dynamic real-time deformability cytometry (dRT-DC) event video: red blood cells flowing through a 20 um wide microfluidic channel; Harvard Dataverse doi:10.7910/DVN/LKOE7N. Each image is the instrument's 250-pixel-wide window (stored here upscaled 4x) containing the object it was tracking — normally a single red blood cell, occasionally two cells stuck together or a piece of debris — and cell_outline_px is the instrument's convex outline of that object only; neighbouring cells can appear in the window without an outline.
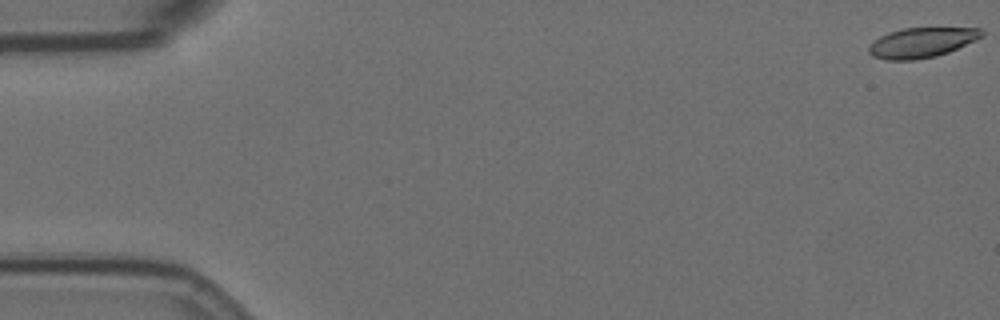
{"species": "Egyptian fruit bat (a non-hibernating species)", "species_latin": "Rousettus aegyptiacus", "temperature_condition": "room temperature", "stored_images_in_passage": 53, "camera_frame_rate_fps": 3000, "um_per_image_px": 0.085, "animal": {"sex": "female"}, "frame": {"image": 1, "passage_image": 1, "time_ms": 0.0, "image_size_px": [1000, 320], "cell_outline_px": [[984, 36], [948, 52], [936, 56], [916, 60], [884, 60], [872, 56], [868, 52], [868, 48], [880, 36], [888, 32], [904, 28], [980, 28], [984, 32]], "centroid_in_image_um": [78.33, 3.62], "position_along_channel_um": 6.7, "area_um2": 19.65}}
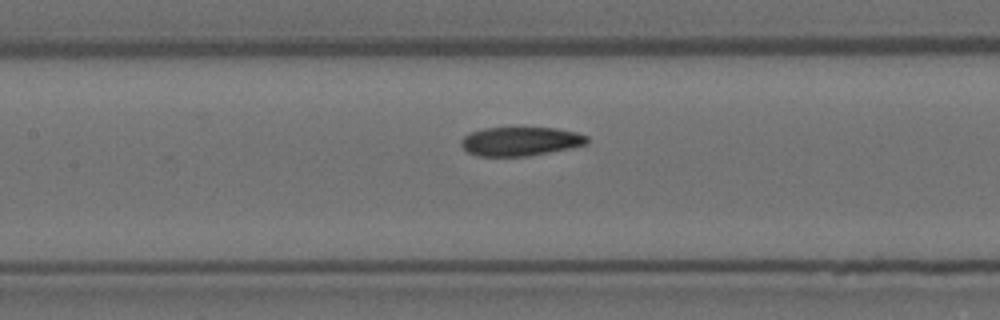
{"frame": {"image": 2, "passage_image": 27, "time_ms": 8.667, "image_size_px": [1000, 320], "cell_outline_px": [[588, 144], [572, 148], [528, 156], [476, 156], [468, 152], [460, 144], [460, 140], [464, 136], [472, 132], [484, 128], [556, 128], [576, 132], [588, 136]], "centroid_in_image_um": [44.26, 12.02], "position_along_channel_um": 163.1, "area_um2": 21.27}}
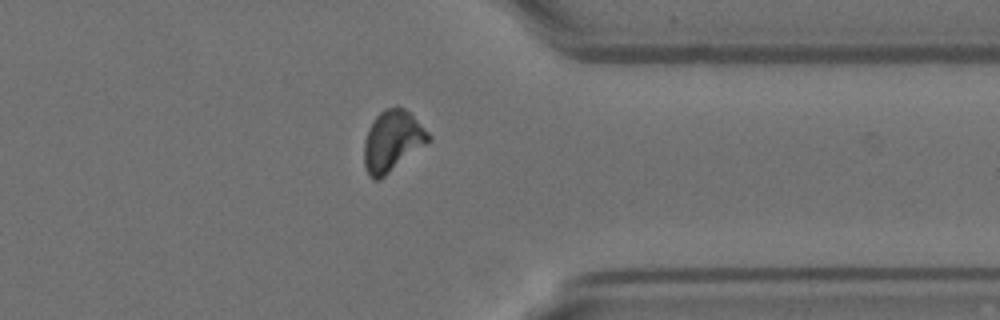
{"frame": {"image": 3, "passage_image": 46, "time_ms": 15.0, "image_size_px": [1000, 320], "cell_outline_px": [[432, 140], [428, 144], [380, 180], [372, 180], [368, 176], [364, 164], [364, 140], [368, 128], [376, 116], [384, 108], [396, 104], [404, 108], [432, 136]], "centroid_in_image_um": [33.35, 12.0], "position_along_channel_um": 378.1, "area_um2": 23.35}, "authors_computed_cell_mechanics": {"area_um2": 21.7328, "velocity_mm_per_s": 3.5237, "shape_relaxation_time_tau1_ms": null, "shape_relaxation_time_tau2_ms": 3.9721, "deformation_change_tau1": null, "deformation_change_tau2": 0.0931}}